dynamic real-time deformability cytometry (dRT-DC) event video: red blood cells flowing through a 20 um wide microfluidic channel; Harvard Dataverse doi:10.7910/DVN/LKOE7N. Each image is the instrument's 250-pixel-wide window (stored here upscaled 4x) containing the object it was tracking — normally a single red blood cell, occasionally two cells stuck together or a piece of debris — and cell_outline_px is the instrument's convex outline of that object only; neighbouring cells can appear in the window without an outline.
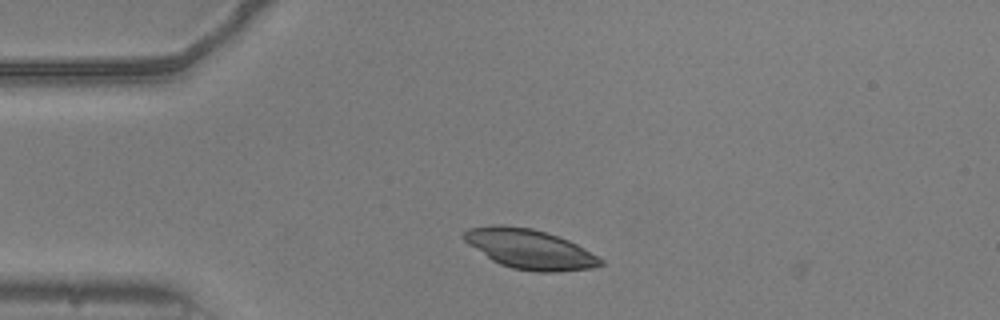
{"species": "common noctule bat (a hibernating species)", "species_latin": "Nyctalus noctula", "temperature_condition": "warm", "stored_images_in_passage": 3, "camera_frame_rate_fps": 3000, "um_per_image_px": 0.085, "animal": {"sex": "male", "body_mass_g": 20.5, "forearm_length_mm": 52.5}, "frame": {"image": 1, "passage_image": 2, "time_ms": 0.333, "image_size_px": [1000, 320], "cell_outline_px": [[604, 264], [592, 268], [556, 272], [536, 272], [512, 268], [500, 264], [492, 260], [468, 244], [464, 240], [464, 232], [468, 228], [496, 224], [500, 224], [532, 228], [568, 240], [576, 244], [604, 260]], "centroid_in_image_um": [45.01, 21.17], "position_along_channel_um": 40.0, "area_um2": 31.39}}